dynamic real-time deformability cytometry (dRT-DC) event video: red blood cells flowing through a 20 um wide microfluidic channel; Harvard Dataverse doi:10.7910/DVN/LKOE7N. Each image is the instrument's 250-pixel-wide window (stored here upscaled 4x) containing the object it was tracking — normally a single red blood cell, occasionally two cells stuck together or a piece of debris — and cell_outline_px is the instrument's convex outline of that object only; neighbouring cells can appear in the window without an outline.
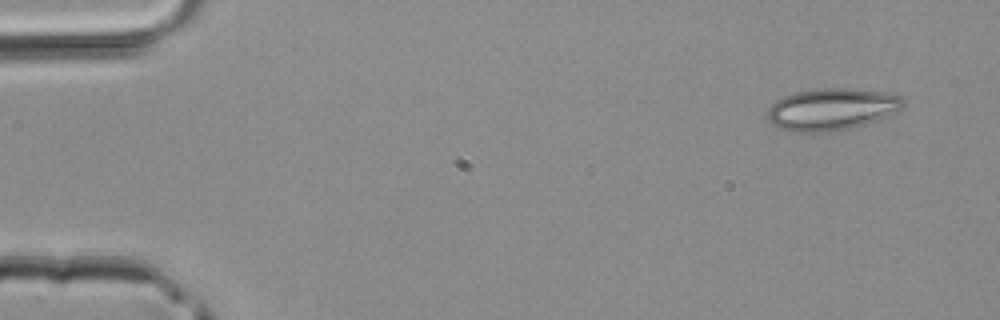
{"species": "common noctule bat (a hibernating species)", "species_latin": "Nyctalus noctula", "temperature_condition": "room temperature", "stored_images_in_passage": 4, "camera_frame_rate_fps": 3000, "um_per_image_px": 0.085, "animal": {"sex": "male", "body_mass_g": 20.4}, "frame": {"image": 1, "passage_image": 1, "time_ms": 0.0, "image_size_px": [1000, 320], "cell_outline_px": [[904, 108], [896, 112], [876, 120], [864, 124], [848, 128], [828, 132], [796, 132], [780, 128], [772, 124], [768, 120], [768, 108], [776, 100], [784, 96], [796, 92], [820, 88], [856, 88], [888, 92], [900, 96], [904, 100]], "centroid_in_image_um": [70.72, 9.27], "position_along_channel_um": 14.3, "area_um2": 33.29}}
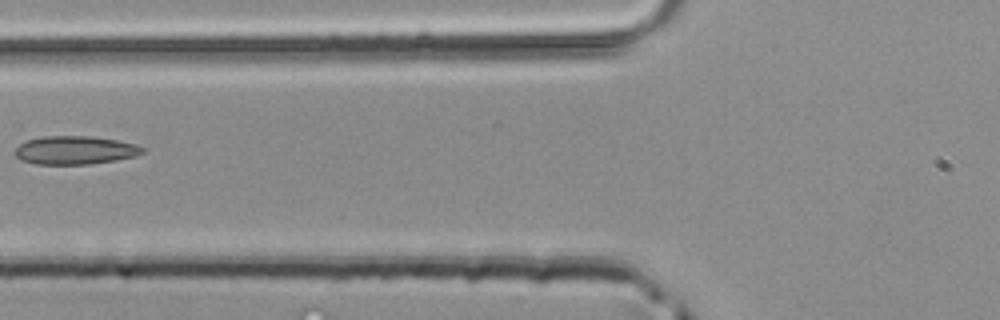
{"frame": {"image": 2, "passage_image": 4, "time_ms": 1.0, "image_size_px": [1000, 320], "cell_outline_px": [[144, 152], [136, 156], [116, 160], [88, 164], [36, 164], [20, 160], [16, 156], [16, 148], [20, 144], [28, 140], [44, 136], [88, 136], [116, 140], [136, 144], [144, 148]], "centroid_in_image_um": [6.39, 12.77], "position_along_channel_um": 119.4, "area_um2": 20.92}}